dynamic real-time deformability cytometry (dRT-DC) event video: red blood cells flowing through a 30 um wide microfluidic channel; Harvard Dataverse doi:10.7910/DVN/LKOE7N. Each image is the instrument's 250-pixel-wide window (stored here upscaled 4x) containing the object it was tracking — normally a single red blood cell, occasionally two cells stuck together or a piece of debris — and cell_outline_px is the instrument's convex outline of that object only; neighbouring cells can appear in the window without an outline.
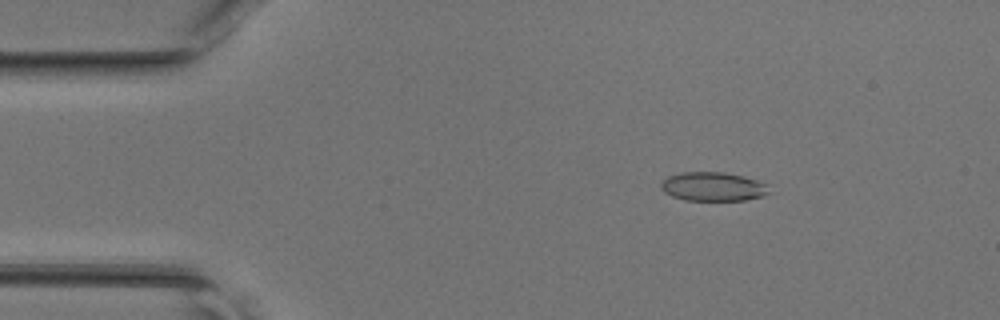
{"species": "common noctule bat (a hibernating species)", "species_latin": "Nyctalus noctula", "temperature_condition": "room temperature", "stored_images_in_passage": 45, "camera_frame_rate_fps": 3000, "um_per_image_px": 0.085, "animal": {"sex": "female", "body_mass_g": 17.0, "forearm_length_mm": 48.0}, "frame": {"image": 1, "passage_image": 6, "time_ms": 1.667, "image_size_px": [1000, 320], "cell_outline_px": [[768, 192], [764, 196], [744, 200], [684, 200], [672, 196], [664, 192], [660, 188], [660, 184], [668, 176], [680, 172], [724, 172], [744, 176], [756, 180], [764, 184]], "centroid_in_image_um": [60.55, 15.86], "position_along_channel_um": 24.4, "area_um2": 18.09}}
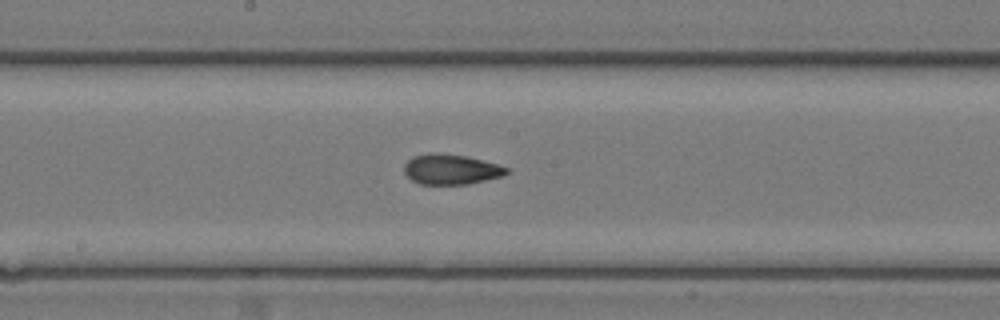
{"frame": {"image": 2, "passage_image": 23, "time_ms": 7.333, "image_size_px": [1000, 320], "cell_outline_px": [[512, 168], [504, 176], [468, 184], [420, 184], [412, 180], [404, 172], [404, 164], [412, 156], [432, 152], [440, 152], [464, 156]], "centroid_in_image_um": [38.33, 14.39], "position_along_channel_um": 209.9, "area_um2": 18.09}}
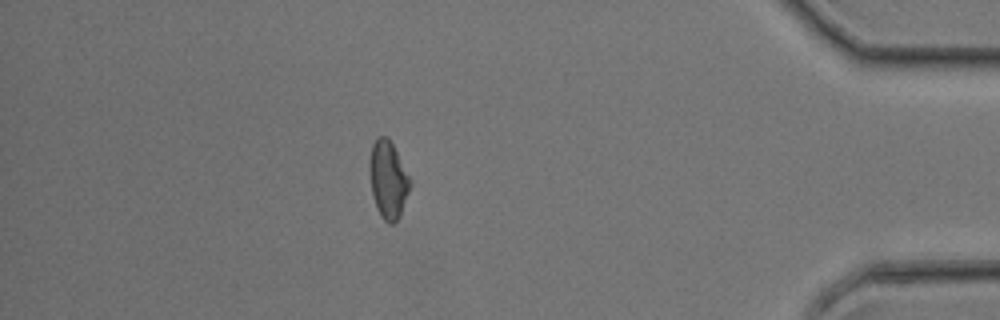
{"frame": {"image": 3, "passage_image": 39, "time_ms": 12.667, "image_size_px": [1000, 320], "cell_outline_px": [[412, 184], [400, 216], [392, 224], [388, 224], [380, 216], [376, 208], [372, 196], [368, 168], [368, 160], [372, 144], [376, 136], [384, 136], [392, 144], [412, 180]], "centroid_in_image_um": [32.97, 15.28], "position_along_channel_um": 402.2, "area_um2": 18.67}}